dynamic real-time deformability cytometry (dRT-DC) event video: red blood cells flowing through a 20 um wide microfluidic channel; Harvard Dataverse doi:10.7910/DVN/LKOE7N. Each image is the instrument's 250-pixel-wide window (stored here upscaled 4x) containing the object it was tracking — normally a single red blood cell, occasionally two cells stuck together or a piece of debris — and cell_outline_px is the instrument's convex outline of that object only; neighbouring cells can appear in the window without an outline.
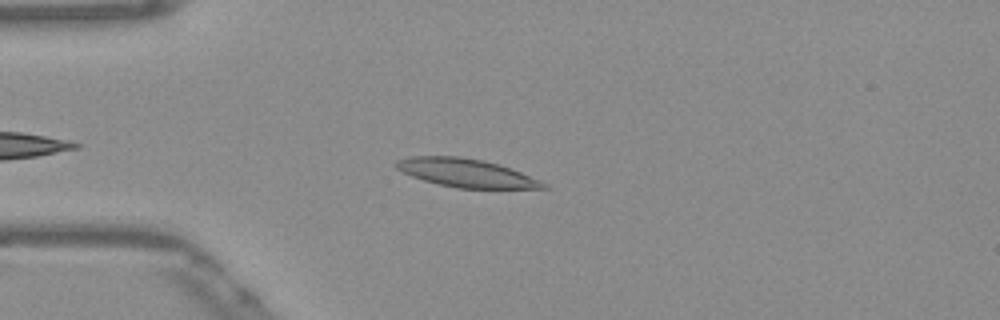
{"species": "Egyptian fruit bat (a non-hibernating species)", "species_latin": "Rousettus aegyptiacus", "temperature_condition": "warm", "stored_images_in_passage": 41, "camera_frame_rate_fps": 3000, "um_per_image_px": 0.085, "frame": {"image": 1, "passage_image": 6, "time_ms": 1.667, "image_size_px": [1000, 320], "cell_outline_px": [[548, 188], [456, 188], [424, 180], [412, 176], [396, 168], [392, 164], [396, 160], [408, 156], [460, 156], [484, 160], [520, 172], [540, 180], [548, 184]], "centroid_in_image_um": [39.58, 14.69], "position_along_channel_um": 45.4, "area_um2": 24.1}}
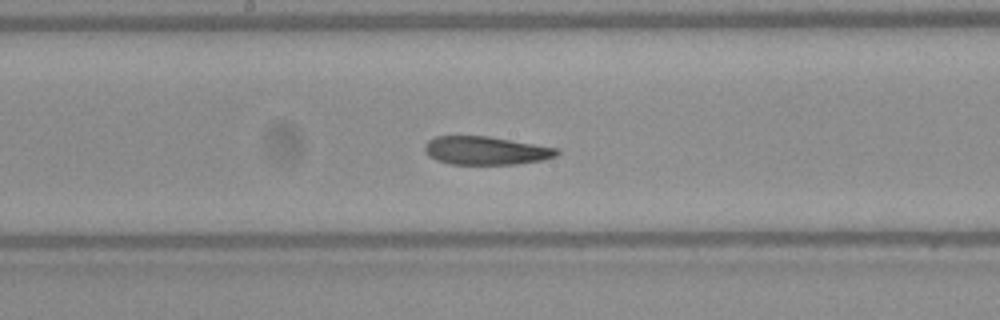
{"frame": {"image": 2, "passage_image": 20, "time_ms": 6.333, "image_size_px": [1000, 320], "cell_outline_px": [[560, 152], [556, 156], [544, 160], [516, 164], [448, 164], [436, 160], [428, 156], [424, 152], [424, 144], [428, 140], [436, 136], [488, 136], [560, 148]], "centroid_in_image_um": [41.29, 12.8], "position_along_channel_um": 206.9, "area_um2": 22.08}}
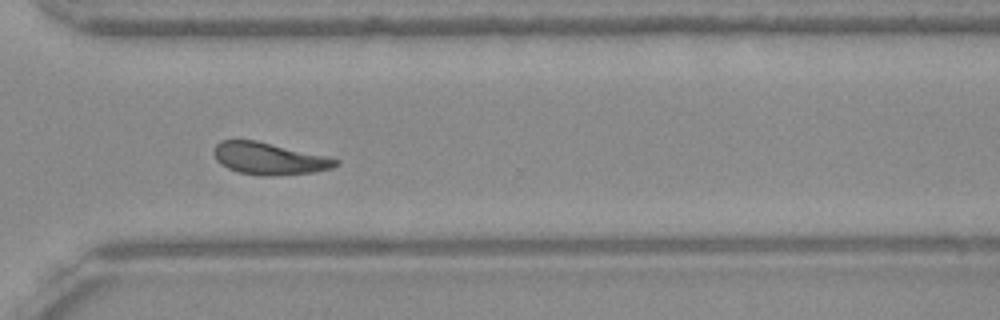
{"frame": {"image": 3, "passage_image": 31, "time_ms": 10.0, "image_size_px": [1000, 320], "cell_outline_px": [[340, 164], [332, 168], [312, 172], [272, 176], [260, 176], [240, 172], [228, 168], [220, 164], [216, 160], [212, 152], [216, 144], [220, 140], [256, 140], [324, 156], [340, 160]], "centroid_in_image_um": [22.83, 13.48], "position_along_channel_um": 347.8, "area_um2": 22.6}, "authors_computed_cell_mechanics": {"area_um2": 22.5998, "velocity_mm_per_s": 3.8479, "shape_relaxation_time_tau1_ms": 9.5772, "shape_relaxation_time_tau2_ms": 4.0635, "deformation_change_tau1": 0.2143, "deformation_change_tau2": 0.1197}}